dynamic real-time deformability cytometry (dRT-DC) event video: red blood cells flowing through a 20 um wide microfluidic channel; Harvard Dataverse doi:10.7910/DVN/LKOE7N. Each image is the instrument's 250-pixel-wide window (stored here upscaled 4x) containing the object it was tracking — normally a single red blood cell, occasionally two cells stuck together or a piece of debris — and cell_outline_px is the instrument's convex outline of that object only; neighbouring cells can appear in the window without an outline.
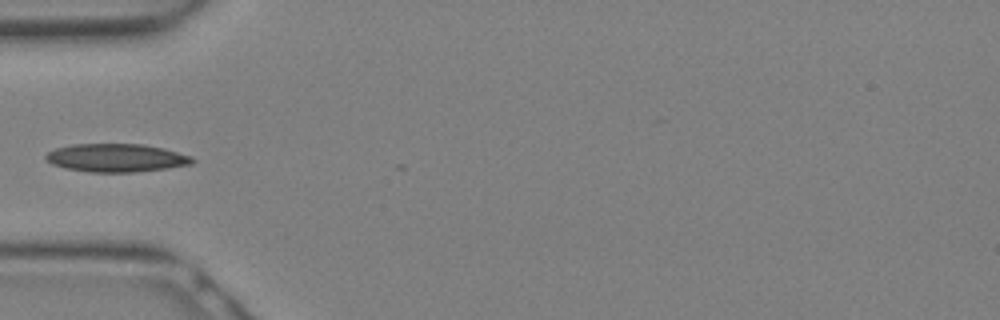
{"species": "Egyptian fruit bat (a non-hibernating species)", "species_latin": "Rousettus aegyptiacus", "temperature_condition": "warm", "stored_images_in_passage": 2, "camera_frame_rate_fps": 3000, "um_per_image_px": 0.085, "animal": {"sex": "female"}, "frame": {"image": 1, "passage_image": 1, "time_ms": 0.0, "image_size_px": [1000, 320], "cell_outline_px": [[196, 160], [192, 164], [168, 168], [132, 172], [88, 172], [68, 168], [52, 164], [44, 156], [48, 152], [56, 148], [72, 144], [144, 144], [164, 148], [192, 156]], "centroid_in_image_um": [9.92, 13.41], "position_along_channel_um": 75.1, "area_um2": 24.04}}